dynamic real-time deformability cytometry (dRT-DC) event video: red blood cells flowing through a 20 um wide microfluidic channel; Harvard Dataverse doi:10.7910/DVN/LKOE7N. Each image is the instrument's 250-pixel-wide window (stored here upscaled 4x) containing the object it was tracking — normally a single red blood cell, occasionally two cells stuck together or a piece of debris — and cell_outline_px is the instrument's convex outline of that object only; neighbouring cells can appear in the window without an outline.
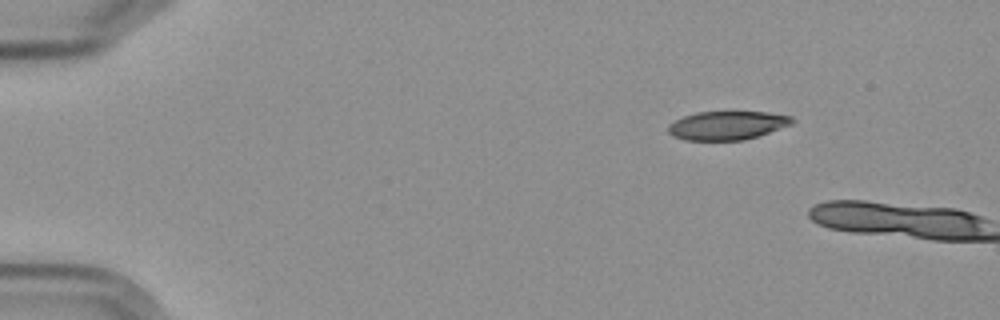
{"species": "Egyptian fruit bat (a non-hibernating species)", "species_latin": "Rousettus aegyptiacus", "temperature_condition": "cold", "stored_images_in_passage": 2, "camera_frame_rate_fps": 3000, "um_per_image_px": 0.085, "frame": {"image": 1, "passage_image": 1, "time_ms": 0.0, "image_size_px": [1000, 320], "cell_outline_px": [[796, 120], [792, 124], [744, 140], [684, 140], [672, 136], [668, 132], [668, 124], [684, 116], [696, 112], [768, 112], [792, 116]], "centroid_in_image_um": [61.8, 10.66], "position_along_channel_um": 23.2, "area_um2": 20.63}}